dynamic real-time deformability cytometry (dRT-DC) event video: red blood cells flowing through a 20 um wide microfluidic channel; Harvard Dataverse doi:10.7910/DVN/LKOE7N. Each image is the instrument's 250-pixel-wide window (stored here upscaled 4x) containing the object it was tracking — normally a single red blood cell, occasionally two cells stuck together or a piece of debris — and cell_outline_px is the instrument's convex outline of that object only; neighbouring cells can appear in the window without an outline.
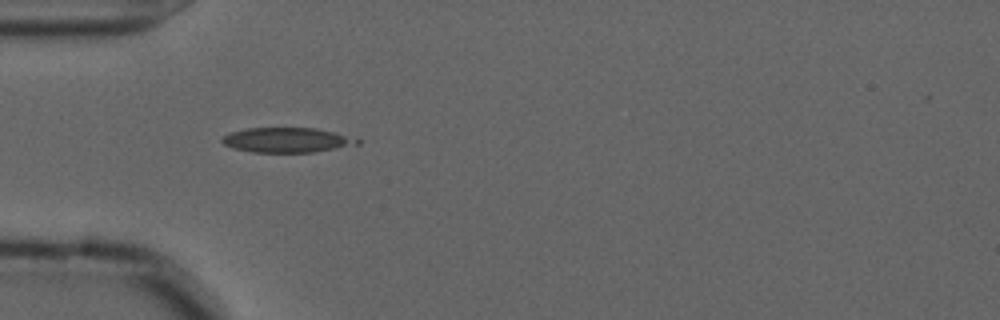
{"species": "common noctule bat (a hibernating species)", "species_latin": "Nyctalus noctula", "temperature_condition": "cold", "stored_images_in_passage": 15, "camera_frame_rate_fps": 3000, "um_per_image_px": 0.085, "animal": {"sex": "male", "forearm_length_mm": 52.5}, "frame": {"image": 1, "passage_image": 1, "time_ms": 0.0, "image_size_px": [1000, 320], "cell_outline_px": [[360, 144], [312, 152], [252, 152], [232, 148], [224, 144], [220, 140], [224, 136], [232, 132], [248, 128], [316, 128], [336, 132], [360, 140]], "centroid_in_image_um": [24.39, 11.9], "position_along_channel_um": 60.6, "area_um2": 19.42}}
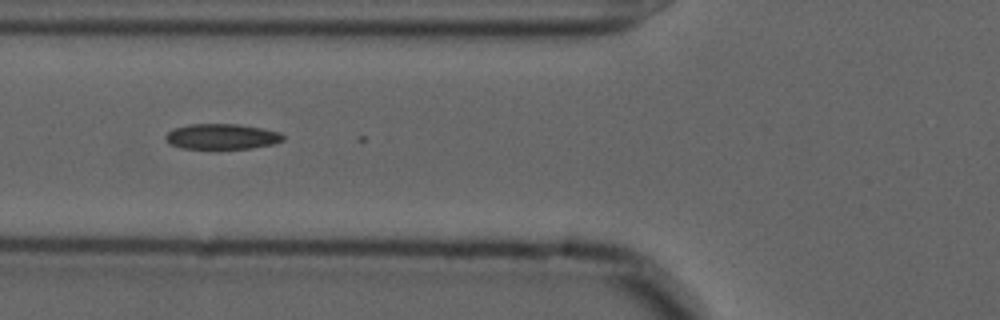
{"frame": {"image": 2, "passage_image": 5, "time_ms": 1.333, "image_size_px": [1000, 320], "cell_outline_px": [[284, 140], [272, 144], [252, 148], [180, 148], [168, 144], [164, 136], [172, 128], [188, 124], [236, 124], [260, 128], [280, 132], [284, 136]], "centroid_in_image_um": [18.8, 11.6], "position_along_channel_um": 107.0, "area_um2": 17.4}}
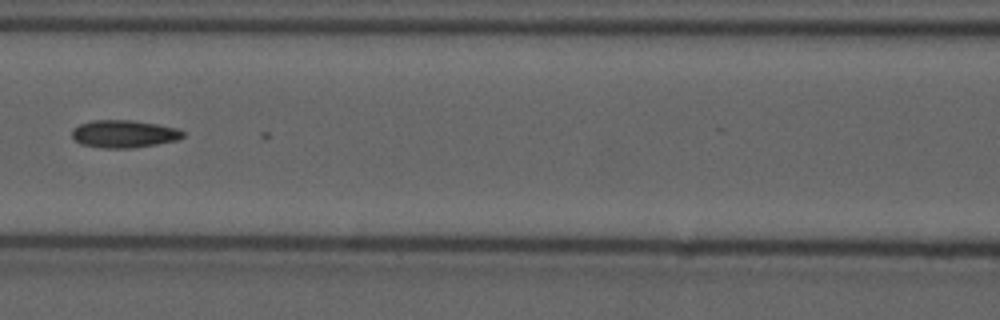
{"frame": {"image": 3, "passage_image": 9, "time_ms": 2.667, "image_size_px": [1000, 320], "cell_outline_px": [[184, 136], [176, 140], [156, 144], [132, 148], [104, 148], [80, 144], [72, 136], [72, 128], [80, 124], [92, 120], [132, 120], [156, 124], [176, 128], [184, 132]], "centroid_in_image_um": [10.51, 11.38], "position_along_channel_um": 156.1, "area_um2": 17.74}}